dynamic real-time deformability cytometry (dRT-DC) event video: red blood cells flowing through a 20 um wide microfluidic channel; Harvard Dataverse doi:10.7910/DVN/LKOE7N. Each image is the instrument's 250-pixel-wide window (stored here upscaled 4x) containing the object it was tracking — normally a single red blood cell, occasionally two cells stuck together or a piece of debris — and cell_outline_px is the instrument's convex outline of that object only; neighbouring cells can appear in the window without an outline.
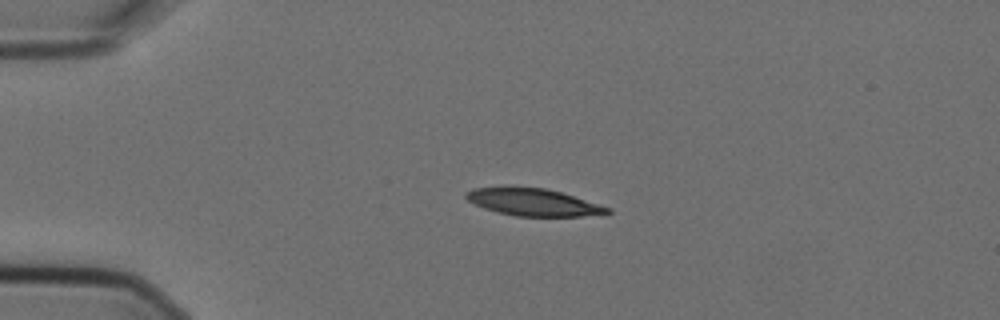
{"species": "Egyptian fruit bat (a non-hibernating species)", "species_latin": "Rousettus aegyptiacus", "temperature_condition": "cold", "stored_images_in_passage": 2, "camera_frame_rate_fps": 3000, "um_per_image_px": 0.085, "animal": {"sex": "female"}, "frame": {"image": 1, "passage_image": 1, "time_ms": 0.0, "image_size_px": [1000, 320], "cell_outline_px": [[612, 212], [580, 216], [516, 216], [496, 212], [484, 208], [468, 200], [464, 196], [464, 192], [472, 188], [504, 184], [544, 188], [560, 192], [612, 208]], "centroid_in_image_um": [45.21, 17.14], "position_along_channel_um": 39.8, "area_um2": 22.95}}